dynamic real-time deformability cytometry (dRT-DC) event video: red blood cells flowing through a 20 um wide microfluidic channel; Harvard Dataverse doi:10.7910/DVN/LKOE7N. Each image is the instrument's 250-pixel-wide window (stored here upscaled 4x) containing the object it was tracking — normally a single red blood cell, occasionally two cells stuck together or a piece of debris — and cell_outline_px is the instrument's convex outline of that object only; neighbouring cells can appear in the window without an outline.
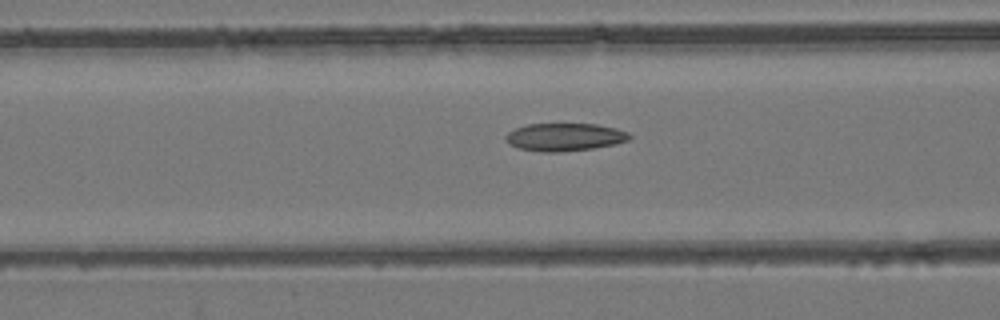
{"species": "common noctule bat (a hibernating species)", "species_latin": "Nyctalus noctula", "temperature_condition": "room temperature", "stored_images_in_passage": 55, "camera_frame_rate_fps": 3000, "um_per_image_px": 0.085, "animal": {"sex": "female", "body_mass_g": 24.6, "forearm_length_mm": 56.2}, "frame": {"image": 1, "passage_image": 22, "time_ms": 7.0, "image_size_px": [1000, 320], "cell_outline_px": [[632, 136], [628, 140], [616, 144], [592, 148], [556, 152], [540, 152], [516, 148], [508, 144], [504, 136], [508, 132], [516, 128], [528, 124], [596, 124], [616, 128], [628, 132]], "centroid_in_image_um": [47.97, 11.65], "position_along_channel_um": 118.6, "area_um2": 20.11}}
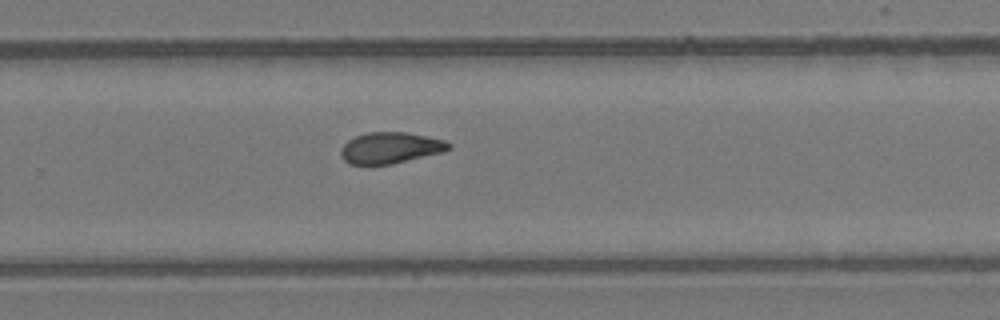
{"frame": {"image": 2, "passage_image": 36, "time_ms": 11.667, "image_size_px": [1000, 320], "cell_outline_px": [[452, 148], [444, 152], [392, 164], [348, 164], [340, 156], [340, 148], [348, 140], [356, 136], [368, 132], [408, 132], [444, 140], [452, 144]], "centroid_in_image_um": [33.19, 12.57], "position_along_channel_um": 296.6, "area_um2": 19.77}}
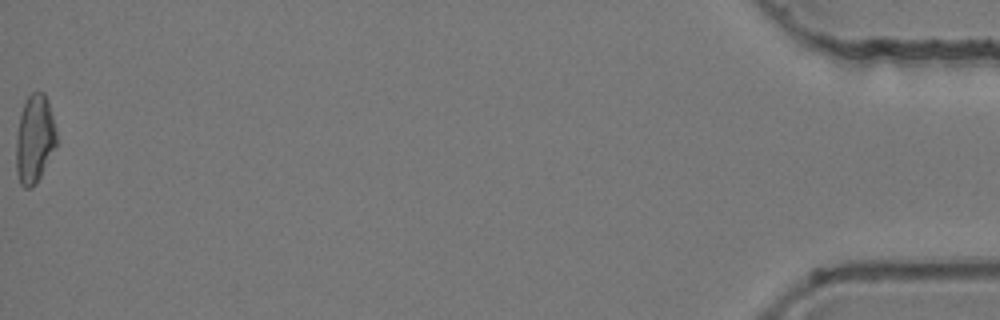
{"frame": {"image": 3, "passage_image": 55, "time_ms": 18.0, "image_size_px": [1000, 320], "cell_outline_px": [[56, 148], [36, 184], [32, 188], [24, 188], [20, 184], [16, 172], [16, 136], [20, 112], [28, 96], [32, 92], [44, 92], [52, 116], [56, 132]], "centroid_in_image_um": [2.92, 11.86], "position_along_channel_um": 432.3, "area_um2": 20.87}, "authors_computed_cell_mechanics": {"area_um2": 20.4034, "velocity_mm_per_s": 3.8304, "shape_relaxation_time_tau1_ms": 11.0045, "shape_relaxation_time_tau2_ms": 4.5025, "deformation_change_tau1": 0.2022, "deformation_change_tau2": 0.1039}}